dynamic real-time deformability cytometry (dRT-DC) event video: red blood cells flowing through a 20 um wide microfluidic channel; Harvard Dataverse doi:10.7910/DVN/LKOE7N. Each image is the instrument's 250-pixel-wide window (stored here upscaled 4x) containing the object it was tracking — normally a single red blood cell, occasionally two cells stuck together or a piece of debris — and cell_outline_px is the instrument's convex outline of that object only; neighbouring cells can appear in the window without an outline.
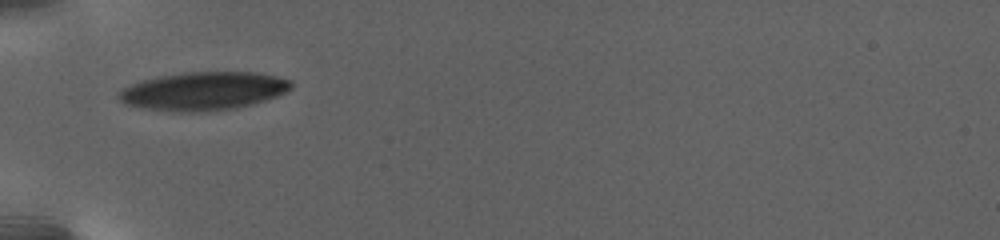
{"species": "human", "species_latin": "Homo sapiens", "temperature_condition": "warm", "stored_images_in_passage": 22, "camera_frame_rate_fps": 3000, "um_per_image_px": 0.085, "donor": {"sex": "female"}, "frame": {"image": 1, "passage_image": 1, "time_ms": 0.0, "image_size_px": [1000, 240], "cell_outline_px": [[292, 88], [276, 96], [252, 104], [236, 108], [204, 112], [172, 112], [144, 108], [124, 104], [116, 96], [116, 92], [140, 80], [156, 76], [184, 72], [256, 72], [276, 76], [292, 80]], "centroid_in_image_um": [17.25, 7.74], "position_along_channel_um": 67.8, "area_um2": 38.84}}
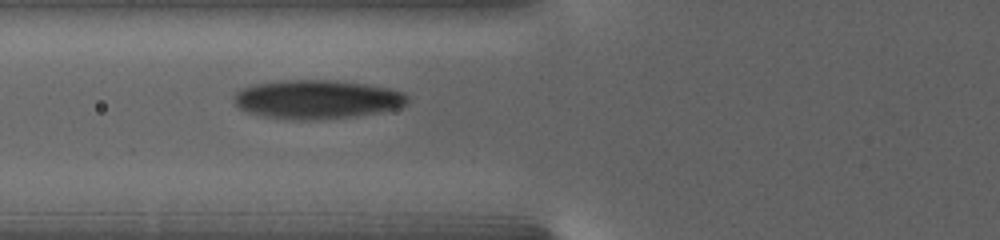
{"frame": {"image": 2, "passage_image": 10, "time_ms": 1.333, "image_size_px": [1000, 240], "cell_outline_px": [[408, 100], [404, 104], [396, 108], [356, 116], [324, 120], [288, 120], [260, 116], [248, 112], [240, 108], [232, 100], [232, 96], [240, 88], [256, 84], [276, 80], [336, 80], [368, 84], [388, 88], [400, 92], [408, 96]], "centroid_in_image_um": [26.86, 8.45], "position_along_channel_um": 98.9, "area_um2": 39.65}}
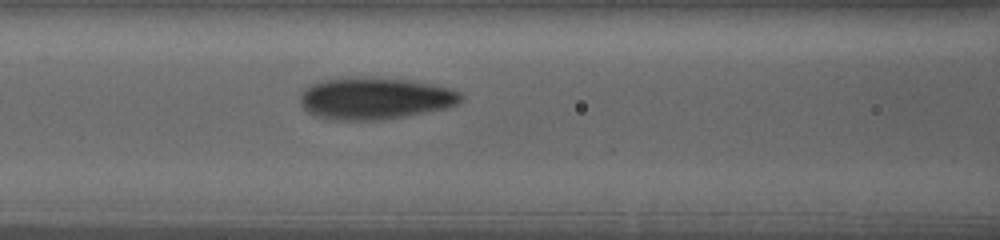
{"frame": {"image": 3, "passage_image": 19, "time_ms": 2.667, "image_size_px": [1000, 240], "cell_outline_px": [[464, 96], [456, 104], [448, 108], [404, 116], [380, 120], [328, 120], [316, 116], [308, 112], [300, 104], [300, 92], [308, 84], [320, 80], [408, 80], [432, 84], [448, 88], [460, 92]], "centroid_in_image_um": [31.84, 8.41], "position_along_channel_um": 134.8, "area_um2": 38.38}}